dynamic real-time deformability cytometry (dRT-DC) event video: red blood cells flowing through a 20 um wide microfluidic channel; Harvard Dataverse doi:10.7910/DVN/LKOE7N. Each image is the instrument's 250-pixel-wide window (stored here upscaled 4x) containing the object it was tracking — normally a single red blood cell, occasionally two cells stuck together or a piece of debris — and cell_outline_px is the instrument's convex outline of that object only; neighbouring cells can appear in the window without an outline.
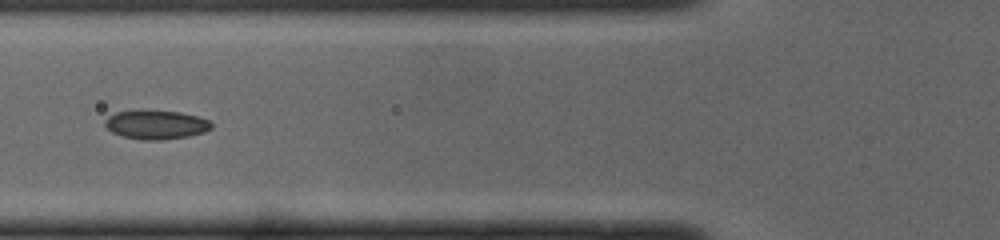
{"species": "common noctule bat (a hibernating species)", "species_latin": "Nyctalus noctula", "temperature_condition": "cold", "stored_images_in_passage": 36, "camera_frame_rate_fps": 3000, "um_per_image_px": 0.085, "animal": {"sex": "male", "body_mass_g": 19.0, "forearm_length_mm": 50.8}, "frame": {"image": 1, "passage_image": 12, "time_ms": 3.667, "image_size_px": [1000, 240], "cell_outline_px": [[212, 128], [204, 132], [188, 136], [164, 140], [140, 140], [120, 136], [112, 132], [104, 124], [104, 120], [108, 116], [116, 112], [140, 108], [180, 112], [196, 116], [208, 120], [212, 124]], "centroid_in_image_um": [13.21, 10.57], "position_along_channel_um": 112.6, "area_um2": 18.5}}
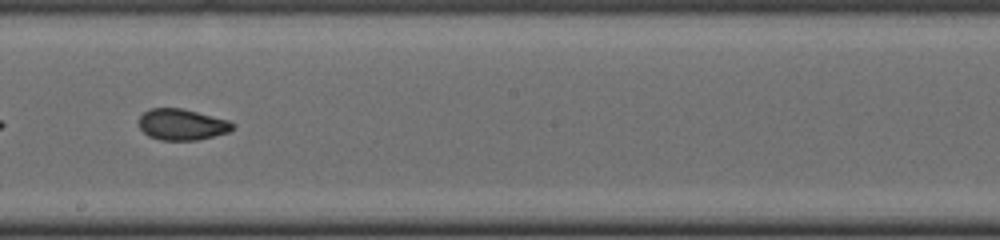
{"frame": {"image": 2, "passage_image": 21, "time_ms": 6.667, "image_size_px": [1000, 240], "cell_outline_px": [[236, 124], [228, 132], [196, 140], [160, 140], [148, 136], [140, 128], [140, 116], [144, 112], [152, 108], [180, 108], [228, 120]], "centroid_in_image_um": [15.45, 10.59], "position_along_channel_um": 232.7, "area_um2": 16.76}}
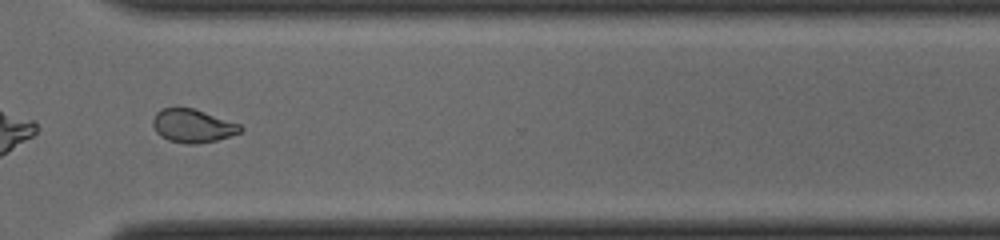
{"frame": {"image": 3, "passage_image": 30, "time_ms": 9.667, "image_size_px": [1000, 240], "cell_outline_px": [[244, 128], [240, 132], [216, 140], [196, 144], [188, 144], [168, 140], [160, 136], [156, 132], [152, 124], [152, 120], [156, 112], [164, 108], [192, 108], [240, 124]], "centroid_in_image_um": [16.35, 10.7], "position_along_channel_um": 354.3, "area_um2": 16.82}, "authors_computed_cell_mechanics": {"area_um2": 17.5134, "velocity_mm_per_s": 4.0205, "shape_relaxation_time_tau1_ms": 4.2146, "shape_relaxation_time_tau2_ms": 2.2157, "deformation_change_tau1": 0.1143, "deformation_change_tau2": 0.0656}}